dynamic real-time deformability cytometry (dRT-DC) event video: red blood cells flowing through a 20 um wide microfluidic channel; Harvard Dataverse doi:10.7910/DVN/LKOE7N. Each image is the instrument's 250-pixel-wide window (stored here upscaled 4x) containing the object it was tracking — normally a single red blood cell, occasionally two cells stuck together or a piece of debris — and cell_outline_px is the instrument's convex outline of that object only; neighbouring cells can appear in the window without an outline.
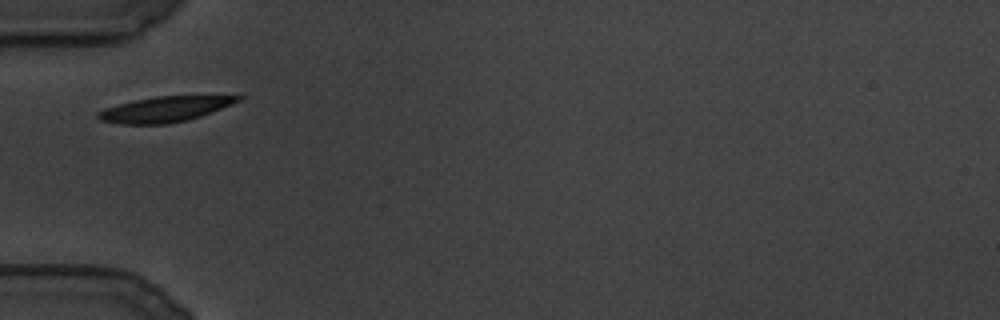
{"species": "common noctule bat (a hibernating species)", "species_latin": "Nyctalus noctula", "temperature_condition": "cold", "stored_images_in_passage": 35, "camera_frame_rate_fps": 3000, "um_per_image_px": 0.085, "animal": {"sex": "male", "body_mass_g": 19.5, "forearm_length_mm": 54.6}, "frame": {"image": 1, "passage_image": 1, "time_ms": 0.0, "image_size_px": [1000, 320], "cell_outline_px": [[244, 96], [240, 100], [232, 104], [200, 116], [168, 124], [120, 124], [100, 120], [96, 116], [96, 112], [120, 104], [136, 100], [156, 96]], "centroid_in_image_um": [13.98, 9.29], "position_along_channel_um": 71.0, "area_um2": 20.23}}